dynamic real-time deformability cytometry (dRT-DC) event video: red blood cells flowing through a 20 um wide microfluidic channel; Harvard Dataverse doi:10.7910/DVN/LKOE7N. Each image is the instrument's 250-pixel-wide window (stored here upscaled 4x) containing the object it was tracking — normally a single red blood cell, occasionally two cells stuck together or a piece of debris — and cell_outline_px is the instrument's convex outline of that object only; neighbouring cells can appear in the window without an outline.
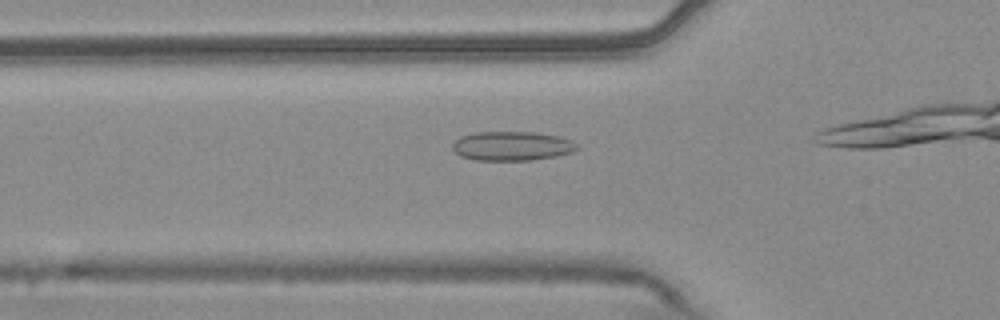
{"species": "common noctule bat (a hibernating species)", "species_latin": "Nyctalus noctula", "temperature_condition": "warm", "stored_images_in_passage": 20, "camera_frame_rate_fps": 3000, "um_per_image_px": 0.085, "animal": {"sex": "male", "body_mass_g": 20.4}, "frame": {"image": 1, "passage_image": 12, "time_ms": 3.667, "image_size_px": [1000, 320], "cell_outline_px": [[580, 148], [572, 152], [556, 156], [532, 160], [476, 160], [460, 156], [452, 148], [452, 144], [460, 136], [476, 132], [532, 132], [556, 136], [572, 140], [580, 144]], "centroid_in_image_um": [43.54, 12.41], "position_along_channel_um": 82.3, "area_um2": 21.27}}
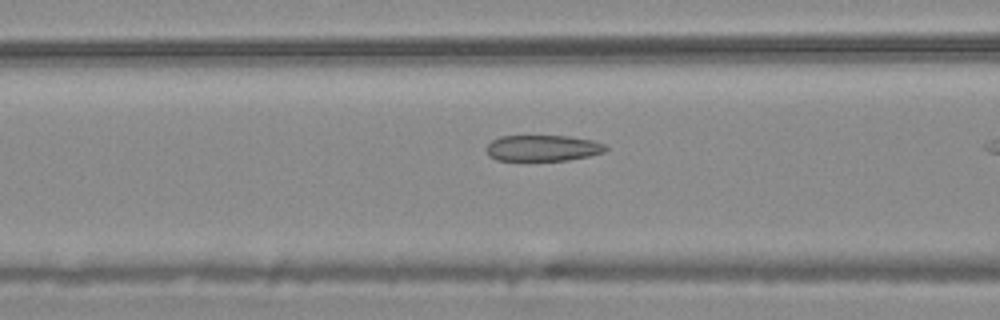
{"frame": {"image": 2, "passage_image": 15, "time_ms": 4.667, "image_size_px": [1000, 320], "cell_outline_px": [[608, 148], [604, 152], [588, 156], [568, 160], [496, 160], [488, 156], [488, 144], [492, 140], [500, 136], [568, 136], [592, 140], [604, 144]], "centroid_in_image_um": [46.14, 12.58], "position_along_channel_um": 120.5, "area_um2": 17.98}}